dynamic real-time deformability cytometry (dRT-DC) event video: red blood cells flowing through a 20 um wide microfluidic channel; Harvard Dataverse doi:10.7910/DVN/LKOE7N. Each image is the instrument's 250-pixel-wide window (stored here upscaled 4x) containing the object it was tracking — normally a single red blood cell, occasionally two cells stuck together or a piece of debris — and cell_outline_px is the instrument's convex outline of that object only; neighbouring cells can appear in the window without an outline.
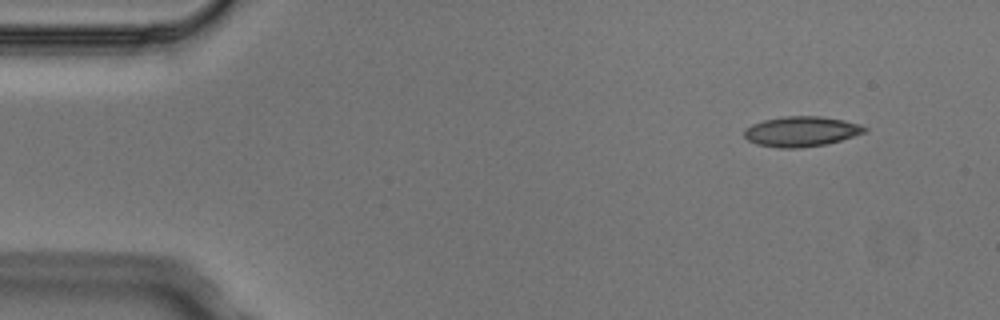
{"species": "Egyptian fruit bat (a non-hibernating species)", "species_latin": "Rousettus aegyptiacus", "temperature_condition": "cold", "stored_images_in_passage": 7, "camera_frame_rate_fps": 3000, "um_per_image_px": 0.085, "animal": {"sex": "male"}, "frame": {"image": 1, "passage_image": 2, "time_ms": 0.333, "image_size_px": [1000, 320], "cell_outline_px": [[868, 132], [840, 140], [824, 144], [800, 148], [780, 148], [756, 144], [748, 140], [744, 136], [744, 128], [752, 124], [764, 120], [784, 116], [820, 116], [844, 120], [860, 124], [868, 128]], "centroid_in_image_um": [68.11, 11.17], "position_along_channel_um": 16.9, "area_um2": 21.21}}
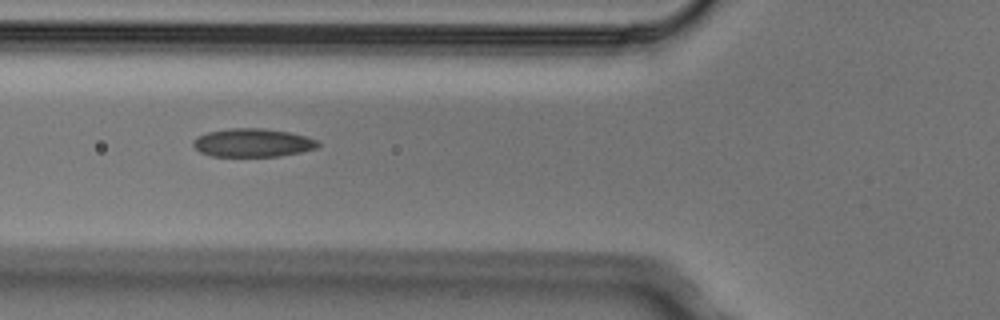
{"frame": {"image": 2, "passage_image": 6, "time_ms": 1.667, "image_size_px": [1000, 320], "cell_outline_px": [[320, 144], [316, 148], [300, 152], [280, 156], [212, 156], [200, 152], [192, 144], [192, 140], [196, 136], [208, 132], [228, 128], [264, 128], [288, 132], [308, 136], [316, 140]], "centroid_in_image_um": [21.46, 12.12], "position_along_channel_um": 104.3, "area_um2": 20.69}}
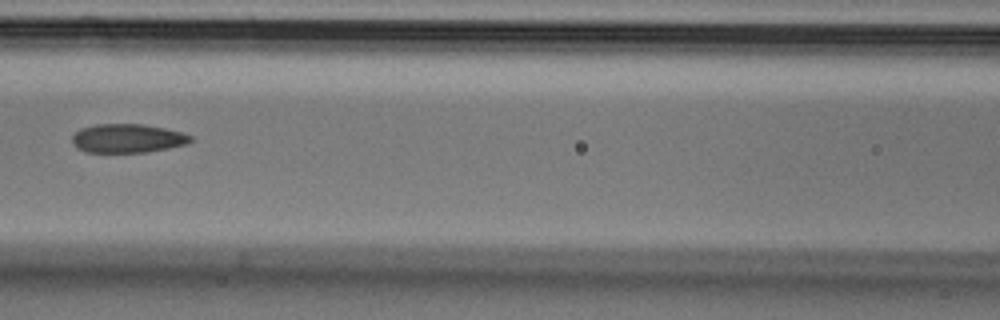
{"frame": {"image": 3, "passage_image": 7, "time_ms": 2.0, "image_size_px": [1000, 320], "cell_outline_px": [[192, 140], [188, 144], [148, 152], [84, 152], [76, 148], [72, 144], [72, 136], [80, 128], [96, 124], [144, 124], [164, 128], [180, 132], [192, 136]], "centroid_in_image_um": [10.81, 11.76], "position_along_channel_um": 155.8, "area_um2": 20.0}}